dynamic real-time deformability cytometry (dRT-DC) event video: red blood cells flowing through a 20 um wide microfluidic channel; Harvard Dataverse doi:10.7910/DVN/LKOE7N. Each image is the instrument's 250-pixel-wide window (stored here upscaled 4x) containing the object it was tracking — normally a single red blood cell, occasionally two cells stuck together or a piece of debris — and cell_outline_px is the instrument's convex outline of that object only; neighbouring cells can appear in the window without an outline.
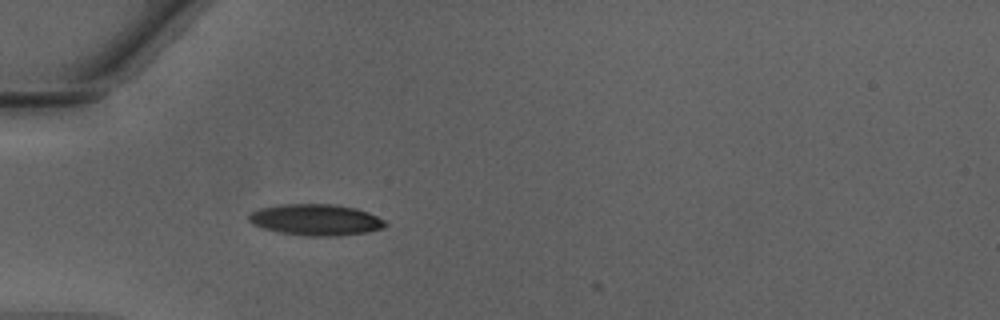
{"species": "Egyptian fruit bat (a non-hibernating species)", "species_latin": "Rousettus aegyptiacus", "temperature_condition": "warm", "stored_images_in_passage": 3, "camera_frame_rate_fps": 3000, "um_per_image_px": 0.085, "animal": {"sex": "male"}, "frame": {"image": 1, "passage_image": 2, "time_ms": 0.333, "image_size_px": [1000, 320], "cell_outline_px": [[388, 224], [384, 228], [368, 232], [340, 236], [304, 236], [280, 232], [264, 228], [252, 224], [248, 220], [248, 216], [252, 212], [260, 208], [280, 204], [332, 204], [356, 208], [368, 212], [384, 220]], "centroid_in_image_um": [26.86, 18.69], "position_along_channel_um": 58.1, "area_um2": 24.97}}